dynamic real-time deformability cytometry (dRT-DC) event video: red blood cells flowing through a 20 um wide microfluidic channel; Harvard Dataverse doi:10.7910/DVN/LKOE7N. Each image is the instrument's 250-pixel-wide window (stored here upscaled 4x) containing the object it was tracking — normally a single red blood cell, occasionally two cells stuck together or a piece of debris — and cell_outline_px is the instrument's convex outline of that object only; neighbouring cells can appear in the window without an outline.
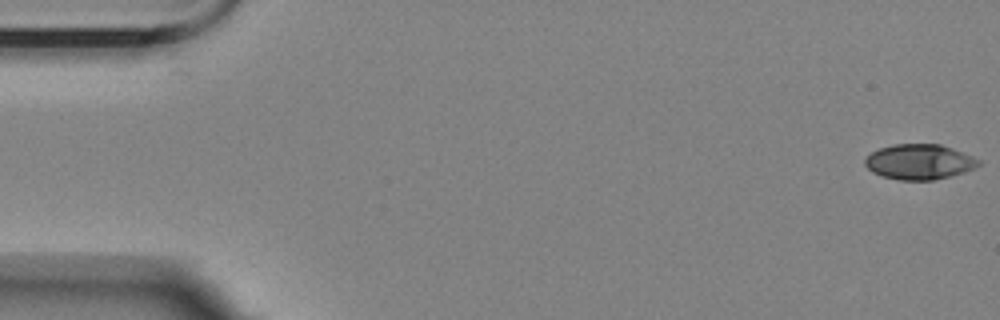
{"species": "Egyptian fruit bat (a non-hibernating species)", "species_latin": "Rousettus aegyptiacus", "temperature_condition": "room temperature", "stored_images_in_passage": 4, "camera_frame_rate_fps": 3000, "um_per_image_px": 0.085, "animal": {"sex": "female"}, "frame": {"image": 1, "passage_image": 1, "time_ms": 0.0, "image_size_px": [1000, 320], "cell_outline_px": [[980, 164], [964, 172], [932, 180], [900, 180], [880, 176], [872, 172], [864, 164], [864, 160], [872, 152], [880, 148], [892, 144], [940, 144], [952, 148], [972, 156], [980, 160]], "centroid_in_image_um": [78.11, 13.75], "position_along_channel_um": 6.9, "area_um2": 23.18}}